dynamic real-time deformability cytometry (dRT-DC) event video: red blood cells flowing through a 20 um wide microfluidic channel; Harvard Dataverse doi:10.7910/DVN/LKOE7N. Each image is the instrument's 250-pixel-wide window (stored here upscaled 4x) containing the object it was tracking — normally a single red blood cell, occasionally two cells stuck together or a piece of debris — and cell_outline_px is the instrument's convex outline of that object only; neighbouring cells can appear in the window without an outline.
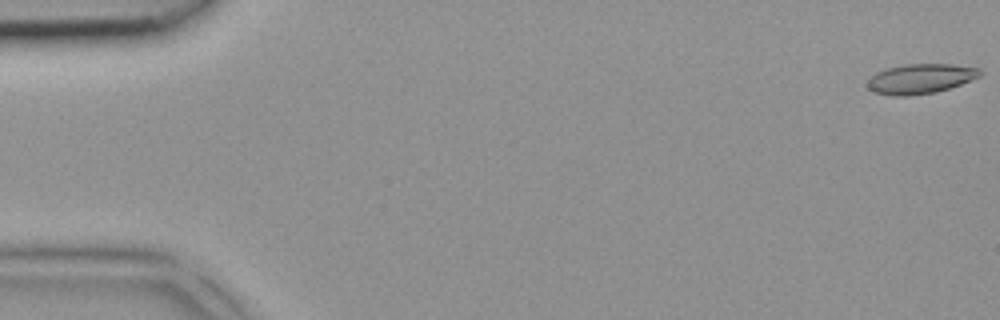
{"species": "common noctule bat (a hibernating species)", "species_latin": "Nyctalus noctula", "temperature_condition": "room temperature", "stored_images_in_passage": 3, "camera_frame_rate_fps": 3000, "um_per_image_px": 0.085, "animal": {"sex": "female", "body_mass_g": 18.4}, "frame": {"image": 1, "passage_image": 1, "time_ms": 0.0, "image_size_px": [1000, 320], "cell_outline_px": [[980, 76], [960, 84], [936, 92], [908, 96], [892, 96], [876, 92], [868, 88], [868, 80], [876, 72], [888, 68], [904, 64], [952, 64], [980, 68]], "centroid_in_image_um": [78.23, 6.69], "position_along_channel_um": 6.8, "area_um2": 19.36}}